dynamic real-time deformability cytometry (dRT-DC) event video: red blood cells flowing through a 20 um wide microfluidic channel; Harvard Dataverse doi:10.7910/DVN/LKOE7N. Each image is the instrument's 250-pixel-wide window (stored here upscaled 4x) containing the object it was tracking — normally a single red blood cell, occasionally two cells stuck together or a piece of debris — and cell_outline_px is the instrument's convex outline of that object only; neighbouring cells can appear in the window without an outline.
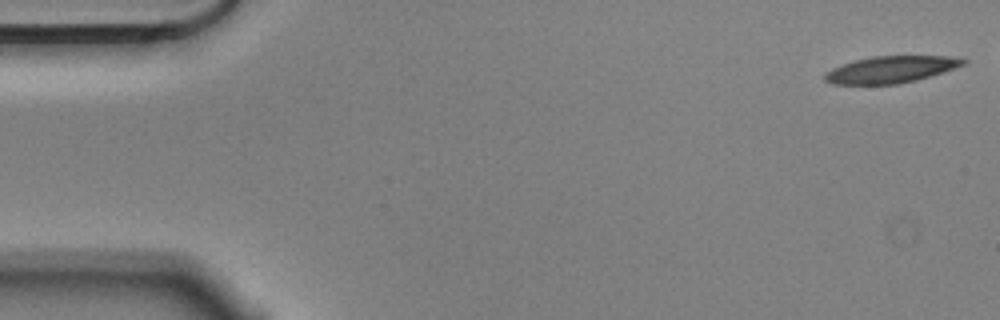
{"species": "Egyptian fruit bat (a non-hibernating species)", "species_latin": "Rousettus aegyptiacus", "temperature_condition": "cold", "stored_images_in_passage": 5, "camera_frame_rate_fps": 3000, "um_per_image_px": 0.085, "animal": {"sex": "male"}, "frame": {"image": 1, "passage_image": 1, "time_ms": 0.0, "image_size_px": [1000, 320], "cell_outline_px": [[968, 64], [956, 68], [916, 80], [900, 84], [832, 84], [824, 80], [824, 76], [832, 68], [856, 60], [872, 56], [948, 56], [968, 60]], "centroid_in_image_um": [75.77, 5.91], "position_along_channel_um": 9.2, "area_um2": 21.5}}